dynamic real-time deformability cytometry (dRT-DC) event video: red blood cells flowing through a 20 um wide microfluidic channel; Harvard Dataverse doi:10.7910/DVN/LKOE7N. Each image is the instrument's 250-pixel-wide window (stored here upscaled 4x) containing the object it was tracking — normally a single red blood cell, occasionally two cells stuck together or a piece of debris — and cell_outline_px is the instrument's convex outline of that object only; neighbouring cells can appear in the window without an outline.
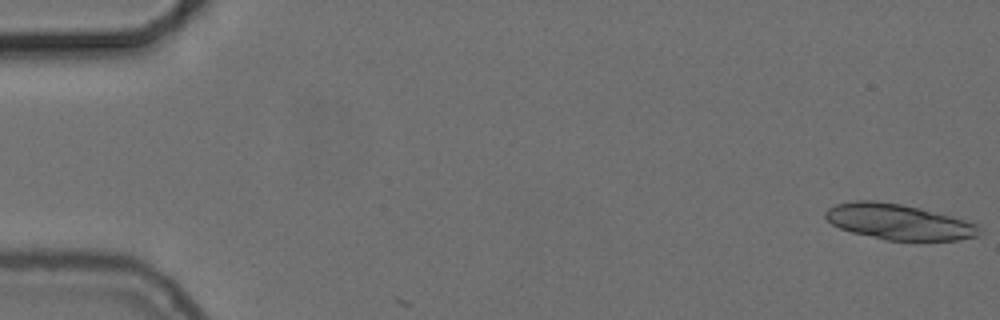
{"species": "common noctule bat (a hibernating species)", "species_latin": "Nyctalus noctula", "temperature_condition": "cold", "stored_images_in_passage": 3, "camera_frame_rate_fps": 3000, "um_per_image_px": 0.085, "animal": {"sex": "female", "body_mass_g": 24.6, "forearm_length_mm": 56.2}, "frame": {"image": 1, "passage_image": 1, "time_ms": 0.0, "image_size_px": [1000, 320], "cell_outline_px": [[980, 232], [976, 236], [960, 240], [884, 240], [852, 232], [840, 228], [832, 224], [824, 216], [824, 212], [828, 208], [836, 204], [856, 200], [872, 200], [900, 204], [920, 208], [952, 216], [980, 224]], "centroid_in_image_um": [76.39, 18.85], "position_along_channel_um": 8.6, "area_um2": 31.91}}